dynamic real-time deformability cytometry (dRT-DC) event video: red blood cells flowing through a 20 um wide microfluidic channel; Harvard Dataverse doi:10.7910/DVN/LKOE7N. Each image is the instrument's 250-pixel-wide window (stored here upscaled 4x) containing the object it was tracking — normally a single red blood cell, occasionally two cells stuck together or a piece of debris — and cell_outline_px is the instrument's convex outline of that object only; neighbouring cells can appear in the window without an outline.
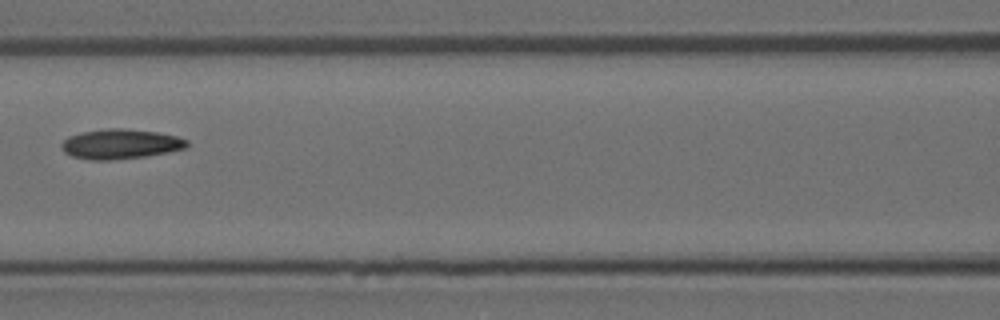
{"species": "Egyptian fruit bat (a non-hibernating species)", "species_latin": "Rousettus aegyptiacus", "temperature_condition": "room temperature", "stored_images_in_passage": 7, "camera_frame_rate_fps": 3000, "um_per_image_px": 0.085, "animal": {"sex": "female"}, "frame": {"image": 1, "passage_image": 7, "time_ms": 2.0, "image_size_px": [1000, 320], "cell_outline_px": [[188, 144], [184, 148], [148, 156], [112, 160], [92, 160], [72, 156], [64, 152], [60, 144], [68, 136], [80, 132], [108, 128], [124, 128], [160, 132], [176, 136], [188, 140]], "centroid_in_image_um": [10.22, 12.23], "position_along_channel_um": 156.4, "area_um2": 21.91}}